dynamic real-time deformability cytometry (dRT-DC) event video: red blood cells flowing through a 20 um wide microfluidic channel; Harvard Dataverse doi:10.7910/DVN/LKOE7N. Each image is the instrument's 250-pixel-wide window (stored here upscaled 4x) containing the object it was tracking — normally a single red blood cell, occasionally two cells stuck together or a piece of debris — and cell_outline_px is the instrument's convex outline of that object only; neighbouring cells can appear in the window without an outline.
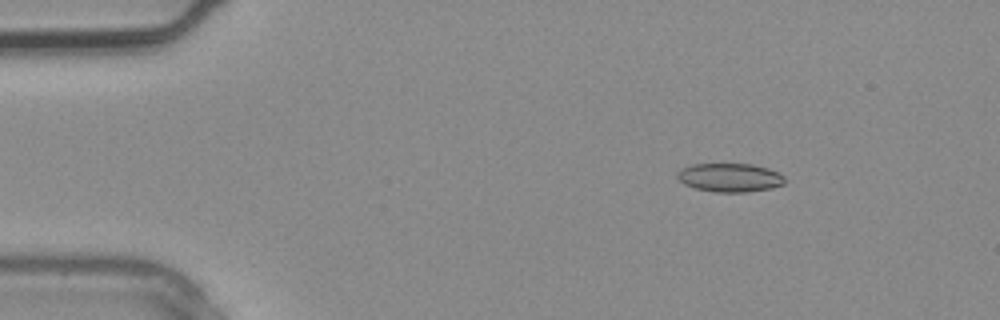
{"species": "common noctule bat (a hibernating species)", "species_latin": "Nyctalus noctula", "temperature_condition": "warm", "stored_images_in_passage": 4, "camera_frame_rate_fps": 3000, "um_per_image_px": 0.085, "animal": {"sex": "male", "body_mass_g": 20.4}, "frame": {"image": 1, "passage_image": 4, "time_ms": 1.0, "image_size_px": [1000, 320], "cell_outline_px": [[784, 184], [772, 188], [744, 192], [716, 192], [696, 188], [684, 184], [676, 176], [676, 172], [680, 168], [692, 164], [752, 164], [768, 168], [780, 172], [784, 176]], "centroid_in_image_um": [62.03, 15.08], "position_along_channel_um": 23.0, "area_um2": 18.03}}